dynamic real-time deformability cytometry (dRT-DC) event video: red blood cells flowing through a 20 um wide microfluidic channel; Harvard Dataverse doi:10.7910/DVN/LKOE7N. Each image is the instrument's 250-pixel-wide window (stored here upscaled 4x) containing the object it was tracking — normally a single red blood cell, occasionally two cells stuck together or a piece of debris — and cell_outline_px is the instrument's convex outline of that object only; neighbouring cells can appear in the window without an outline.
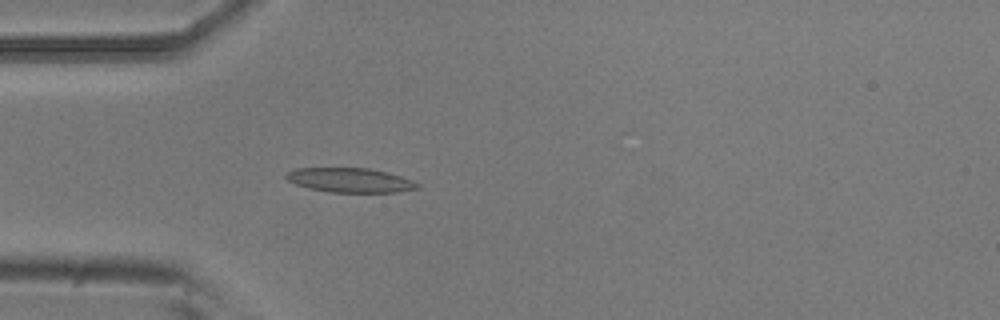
{"species": "common noctule bat (a hibernating species)", "species_latin": "Nyctalus noctula", "temperature_condition": "room temperature", "stored_images_in_passage": 5, "camera_frame_rate_fps": 3000, "um_per_image_px": 0.085, "animal": {"sex": "male", "body_mass_g": 20.5, "forearm_length_mm": 52.5}, "frame": {"image": 1, "passage_image": 5, "time_ms": 1.333, "image_size_px": [1000, 320], "cell_outline_px": [[420, 188], [396, 192], [332, 192], [308, 188], [296, 184], [288, 180], [284, 176], [288, 172], [296, 168], [368, 168], [400, 176], [412, 180], [420, 184]], "centroid_in_image_um": [29.76, 15.32], "position_along_channel_um": 55.2, "area_um2": 18.5}}